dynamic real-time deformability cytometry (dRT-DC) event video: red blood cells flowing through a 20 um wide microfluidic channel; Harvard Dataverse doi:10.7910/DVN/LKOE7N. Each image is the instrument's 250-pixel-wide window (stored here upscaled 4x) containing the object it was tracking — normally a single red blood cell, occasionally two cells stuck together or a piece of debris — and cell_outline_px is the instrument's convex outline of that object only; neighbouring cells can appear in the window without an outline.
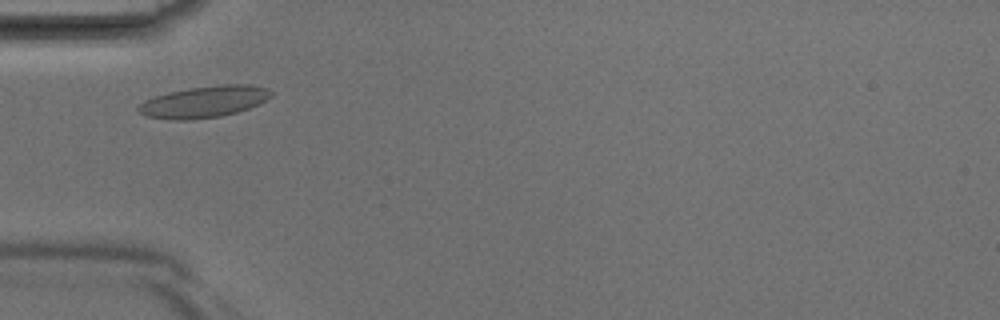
{"species": "Egyptian fruit bat (a non-hibernating species)", "species_latin": "Rousettus aegyptiacus", "temperature_condition": "room temperature", "stored_images_in_passage": 33, "camera_frame_rate_fps": 3000, "um_per_image_px": 0.085, "animal": {"sex": "male"}, "frame": {"image": 1, "passage_image": 5, "time_ms": 1.333, "image_size_px": [1000, 320], "cell_outline_px": [[272, 96], [268, 100], [248, 108], [236, 112], [220, 116], [188, 120], [176, 120], [144, 116], [136, 108], [144, 100], [168, 92], [188, 88], [224, 84], [248, 84], [268, 88], [272, 92]], "centroid_in_image_um": [17.36, 8.64], "position_along_channel_um": 67.6, "area_um2": 24.39}}
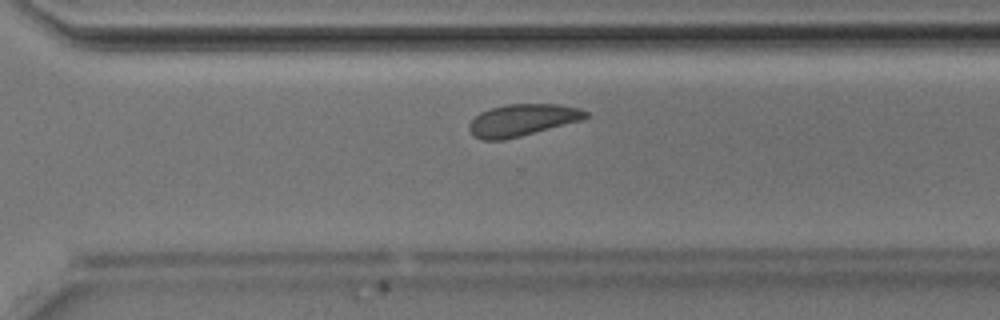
{"frame": {"image": 2, "passage_image": 21, "time_ms": 6.667, "image_size_px": [1000, 320], "cell_outline_px": [[588, 116], [584, 120], [504, 140], [480, 140], [472, 136], [468, 128], [468, 124], [480, 112], [492, 108], [508, 104], [560, 104], [580, 108], [588, 112]], "centroid_in_image_um": [44.4, 10.21], "position_along_channel_um": 326.2, "area_um2": 21.85}}
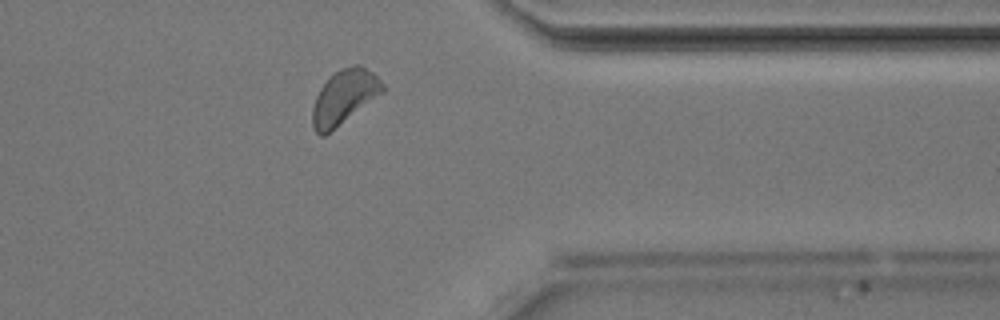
{"frame": {"image": 3, "passage_image": 25, "time_ms": 8.0, "image_size_px": [1000, 320], "cell_outline_px": [[384, 92], [324, 136], [320, 136], [316, 132], [312, 124], [312, 108], [316, 96], [320, 88], [340, 68], [356, 64], [360, 64], [372, 72], [384, 84]], "centroid_in_image_um": [29.26, 8.24], "position_along_channel_um": 382.1, "area_um2": 21.91}}